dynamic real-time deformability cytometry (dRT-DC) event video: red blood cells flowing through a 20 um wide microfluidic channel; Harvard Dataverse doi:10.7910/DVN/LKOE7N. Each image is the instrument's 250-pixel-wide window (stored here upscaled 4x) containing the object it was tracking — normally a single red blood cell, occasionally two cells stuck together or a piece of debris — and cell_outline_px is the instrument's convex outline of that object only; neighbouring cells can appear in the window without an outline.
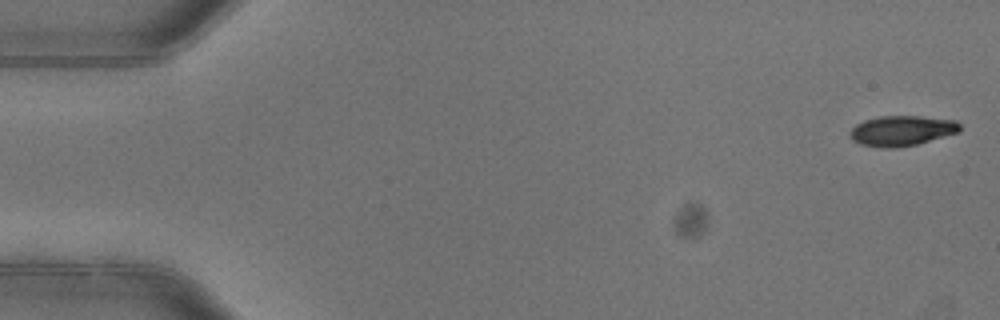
{"species": "common noctule bat (a hibernating species)", "species_latin": "Nyctalus noctula", "temperature_condition": "warm", "stored_images_in_passage": 5, "camera_frame_rate_fps": 3000, "um_per_image_px": 0.085, "animal": {"sex": "female"}, "frame": {"image": 1, "passage_image": 1, "time_ms": 0.0, "image_size_px": [1000, 320], "cell_outline_px": [[960, 132], [916, 144], [896, 148], [880, 148], [860, 144], [852, 140], [852, 128], [856, 124], [864, 120], [880, 116], [920, 116], [956, 120], [960, 124]], "centroid_in_image_um": [76.67, 11.11], "position_along_channel_um": 8.3, "area_um2": 19.31}}
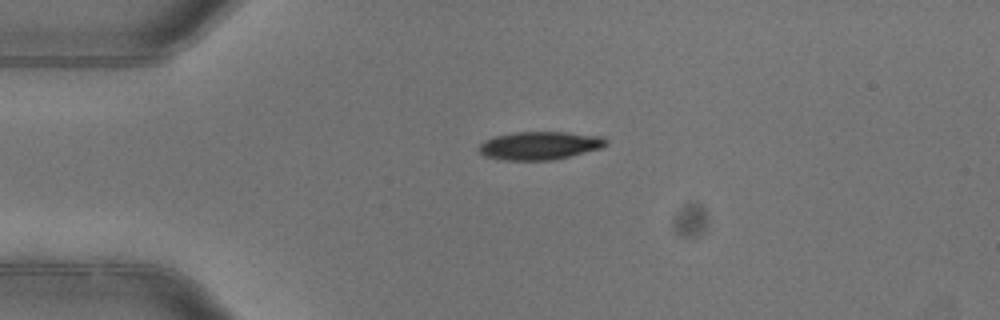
{"frame": {"image": 2, "passage_image": 4, "time_ms": 1.0, "image_size_px": [1000, 320], "cell_outline_px": [[608, 144], [604, 148], [552, 160], [500, 160], [484, 156], [480, 152], [480, 144], [484, 140], [496, 136], [516, 132], [564, 132], [604, 136], [608, 140]], "centroid_in_image_um": [45.93, 12.37], "position_along_channel_um": 39.1, "area_um2": 20.98}}